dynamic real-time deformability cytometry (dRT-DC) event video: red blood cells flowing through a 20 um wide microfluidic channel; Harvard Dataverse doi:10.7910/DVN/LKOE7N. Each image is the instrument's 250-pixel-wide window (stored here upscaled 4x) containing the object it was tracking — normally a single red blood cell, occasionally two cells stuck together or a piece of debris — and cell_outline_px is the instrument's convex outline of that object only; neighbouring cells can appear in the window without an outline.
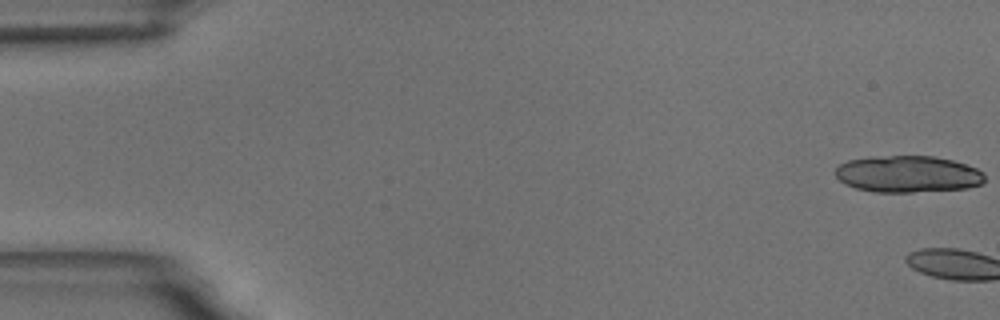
{"species": "common noctule bat (a hibernating species)", "species_latin": "Nyctalus noctula", "temperature_condition": "room temperature", "stored_images_in_passage": 3, "camera_frame_rate_fps": 3000, "um_per_image_px": 0.085, "animal": {"sex": "male", "body_mass_g": 18.8}, "frame": {"image": 1, "passage_image": 1, "time_ms": 0.0, "image_size_px": [1000, 320], "cell_outline_px": [[984, 180], [980, 184], [968, 188], [912, 192], [872, 192], [856, 188], [844, 184], [836, 176], [836, 168], [840, 164], [848, 160], [868, 156], [936, 156], [952, 160], [976, 168], [984, 172]], "centroid_in_image_um": [77.14, 14.79], "position_along_channel_um": 7.9, "area_um2": 32.08}}